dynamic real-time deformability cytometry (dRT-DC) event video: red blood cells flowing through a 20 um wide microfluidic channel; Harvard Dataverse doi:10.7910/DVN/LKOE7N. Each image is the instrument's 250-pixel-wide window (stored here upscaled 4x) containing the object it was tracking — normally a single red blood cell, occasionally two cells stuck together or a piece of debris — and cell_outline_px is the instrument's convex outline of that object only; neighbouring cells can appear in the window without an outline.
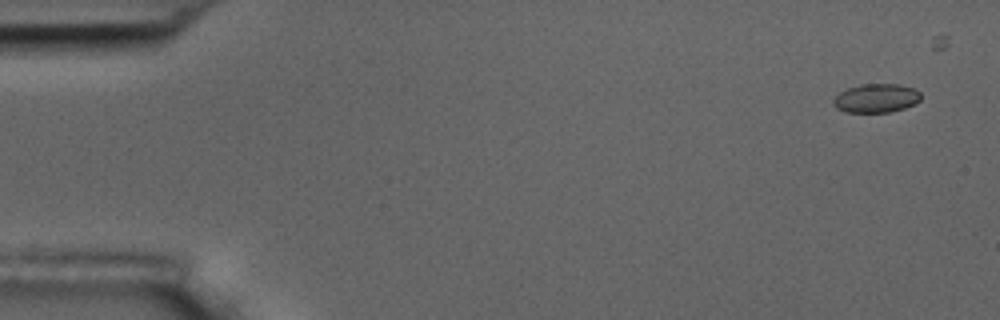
{"species": "common noctule bat (a hibernating species)", "species_latin": "Nyctalus noctula", "temperature_condition": "room temperature", "stored_images_in_passage": 6, "camera_frame_rate_fps": 3000, "um_per_image_px": 0.085, "animal": {"sex": "male", "body_mass_g": 17.5, "forearm_length_mm": 52.3}, "frame": {"image": 1, "passage_image": 1, "time_ms": 0.0, "image_size_px": [1000, 320], "cell_outline_px": [[920, 100], [916, 104], [904, 108], [888, 112], [844, 112], [836, 108], [832, 104], [832, 100], [840, 92], [848, 88], [860, 84], [900, 84], [912, 88], [920, 92]], "centroid_in_image_um": [74.46, 8.35], "position_along_channel_um": 10.5, "area_um2": 14.74}}
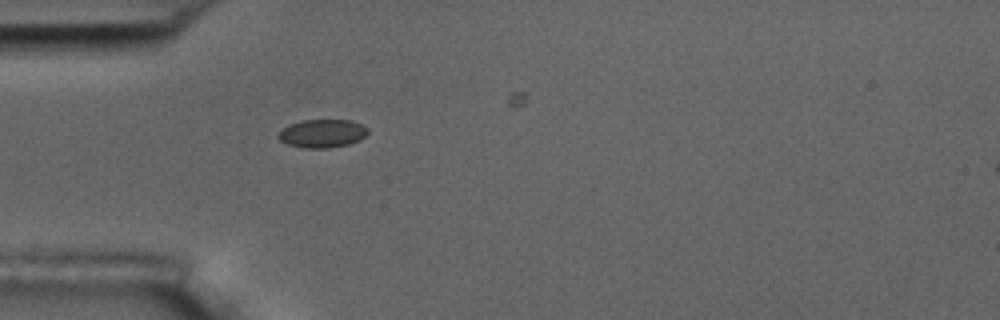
{"frame": {"image": 2, "passage_image": 5, "time_ms": 4.667, "image_size_px": [1000, 320], "cell_outline_px": [[368, 132], [360, 140], [348, 144], [328, 148], [304, 148], [288, 144], [280, 140], [276, 136], [288, 124], [304, 120], [352, 120], [368, 128]], "centroid_in_image_um": [27.39, 11.34], "position_along_channel_um": 57.6, "area_um2": 14.68}}